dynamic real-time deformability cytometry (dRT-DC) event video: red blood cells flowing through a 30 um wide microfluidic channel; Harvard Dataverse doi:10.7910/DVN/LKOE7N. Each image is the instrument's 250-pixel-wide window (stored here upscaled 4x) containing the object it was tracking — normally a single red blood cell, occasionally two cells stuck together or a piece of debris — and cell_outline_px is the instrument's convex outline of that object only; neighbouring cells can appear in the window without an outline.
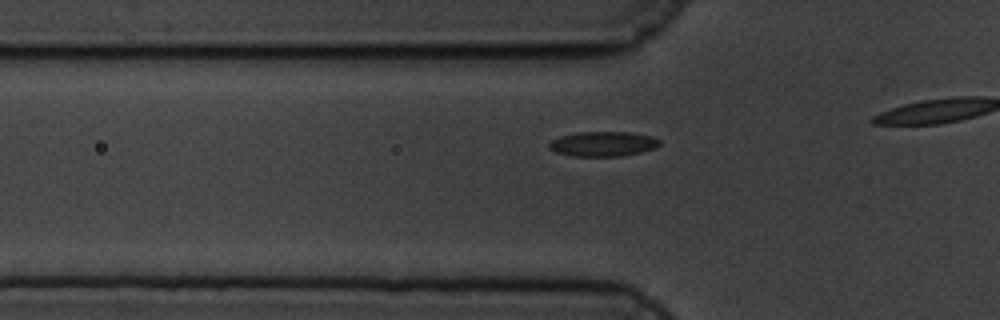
{"species": "common noctule bat (a hibernating species)", "species_latin": "Nyctalus noctula", "temperature_condition": "cold", "stored_images_in_passage": 22, "camera_frame_rate_fps": 3000, "um_per_image_px": 0.085, "animal": {"sex": "male", "body_mass_g": 19.5, "forearm_length_mm": 54.6}, "frame": {"image": 1, "passage_image": 16, "time_ms": 5.0, "image_size_px": [1000, 320], "cell_outline_px": [[660, 144], [656, 148], [640, 152], [620, 156], [572, 156], [556, 152], [548, 148], [548, 144], [552, 140], [560, 136], [576, 132], [628, 132], [652, 136], [660, 140]], "centroid_in_image_um": [51.25, 12.23], "position_along_channel_um": 74.6, "area_um2": 16.01}}